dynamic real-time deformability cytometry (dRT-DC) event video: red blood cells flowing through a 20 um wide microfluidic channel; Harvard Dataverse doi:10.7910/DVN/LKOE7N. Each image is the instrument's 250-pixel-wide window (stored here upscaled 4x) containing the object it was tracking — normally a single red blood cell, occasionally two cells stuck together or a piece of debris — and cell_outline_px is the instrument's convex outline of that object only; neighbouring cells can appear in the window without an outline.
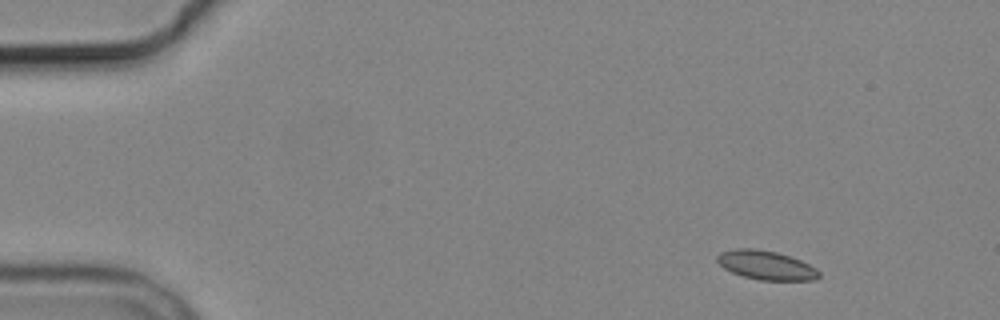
{"species": "common noctule bat (a hibernating species)", "species_latin": "Nyctalus noctula", "temperature_condition": "cold", "stored_images_in_passage": 4, "camera_frame_rate_fps": 3000, "um_per_image_px": 0.085, "animal": {"sex": "male", "body_mass_g": 19.2, "forearm_length_mm": 51.8}, "frame": {"image": 1, "passage_image": 1, "time_ms": 0.0, "image_size_px": [1000, 320], "cell_outline_px": [[820, 276], [816, 280], [760, 280], [744, 276], [732, 272], [724, 268], [716, 260], [716, 256], [720, 252], [736, 248], [756, 248], [776, 252], [800, 260], [816, 268], [820, 272]], "centroid_in_image_um": [65.11, 22.54], "position_along_channel_um": 19.9, "area_um2": 17.17}}
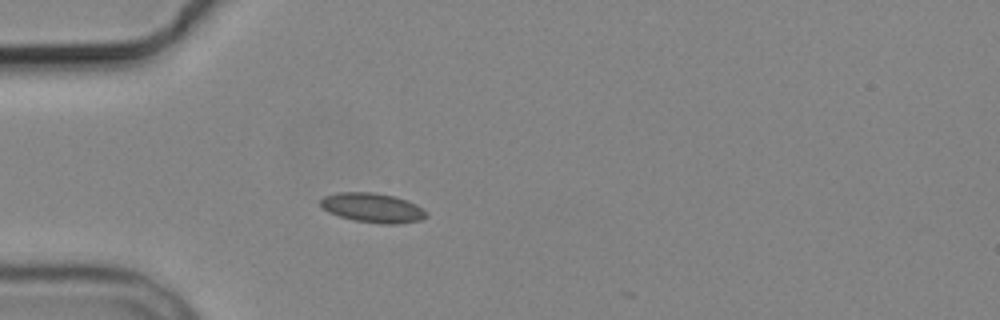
{"frame": {"image": 2, "passage_image": 3, "time_ms": 3.333, "image_size_px": [1000, 320], "cell_outline_px": [[428, 216], [420, 220], [396, 224], [380, 224], [352, 220], [328, 212], [320, 204], [320, 200], [324, 196], [340, 192], [376, 192], [408, 200], [424, 208], [428, 212]], "centroid_in_image_um": [31.71, 17.66], "position_along_channel_um": 53.3, "area_um2": 18.32}}